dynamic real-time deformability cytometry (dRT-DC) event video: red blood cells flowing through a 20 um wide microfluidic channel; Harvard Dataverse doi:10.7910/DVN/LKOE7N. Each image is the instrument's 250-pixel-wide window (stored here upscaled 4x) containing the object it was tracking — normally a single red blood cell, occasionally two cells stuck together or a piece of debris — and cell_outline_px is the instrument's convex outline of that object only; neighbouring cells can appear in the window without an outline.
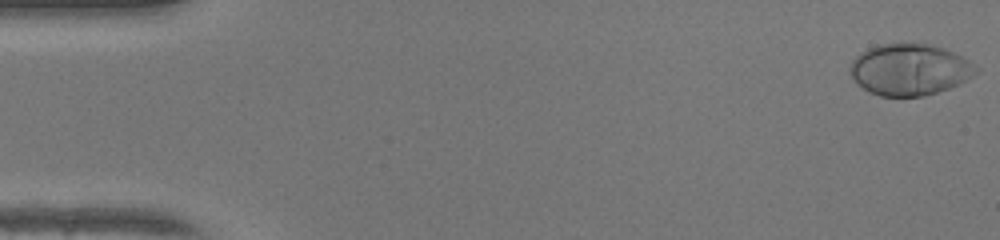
{"species": "human", "species_latin": "Homo sapiens", "temperature_condition": "warm", "stored_images_in_passage": 49, "camera_frame_rate_fps": 3000, "um_per_image_px": 0.085, "donor": {"sex": "female"}, "frame": {"image": 1, "passage_image": 1, "time_ms": 0.0, "image_size_px": [1000, 240], "cell_outline_px": [[980, 68], [972, 76], [960, 84], [924, 96], [880, 96], [868, 92], [856, 84], [852, 80], [848, 72], [848, 68], [852, 60], [856, 56], [868, 48], [880, 44], [928, 44], [944, 48], [968, 60]], "centroid_in_image_um": [77.27, 5.93], "position_along_channel_um": 7.7, "area_um2": 37.86}}
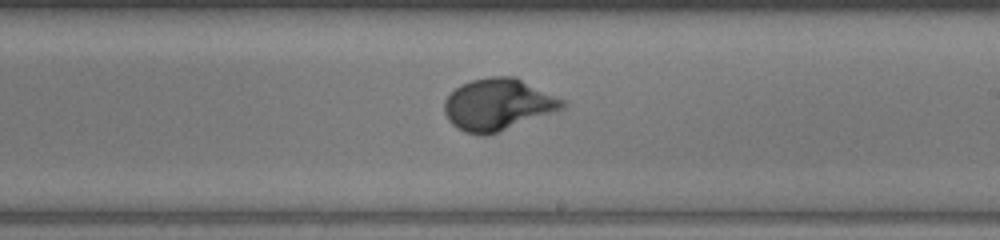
{"frame": {"image": 2, "passage_image": 29, "time_ms": 9.333, "image_size_px": [1000, 240], "cell_outline_px": [[568, 104], [564, 108], [488, 136], [484, 136], [464, 132], [456, 128], [448, 120], [444, 112], [444, 100], [460, 84], [472, 80], [488, 76], [516, 76], [564, 100]], "centroid_in_image_um": [42.31, 8.88], "position_along_channel_um": 246.7, "area_um2": 35.78}}
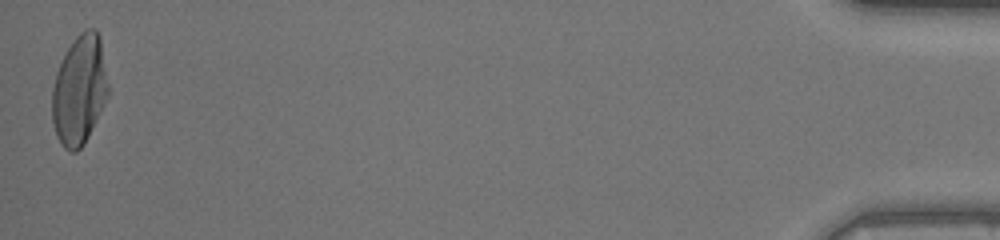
{"frame": {"image": 3, "passage_image": 49, "time_ms": 16.0, "image_size_px": [1000, 240], "cell_outline_px": [[108, 96], [84, 144], [76, 152], [68, 152], [64, 148], [56, 136], [52, 120], [52, 88], [56, 72], [72, 40], [80, 32], [88, 28], [96, 28], [100, 36], [108, 84]], "centroid_in_image_um": [6.74, 7.65], "position_along_channel_um": 428.5, "area_um2": 35.78}, "authors_computed_cell_mechanics": {"area_um2": 34.6222, "velocity_mm_per_s": 4.2108, "shape_relaxation_time_tau1_ms": 3.3133, "shape_relaxation_time_tau2_ms": null, "deformation_change_tau1": 0.2312, "deformation_change_tau2": null}}